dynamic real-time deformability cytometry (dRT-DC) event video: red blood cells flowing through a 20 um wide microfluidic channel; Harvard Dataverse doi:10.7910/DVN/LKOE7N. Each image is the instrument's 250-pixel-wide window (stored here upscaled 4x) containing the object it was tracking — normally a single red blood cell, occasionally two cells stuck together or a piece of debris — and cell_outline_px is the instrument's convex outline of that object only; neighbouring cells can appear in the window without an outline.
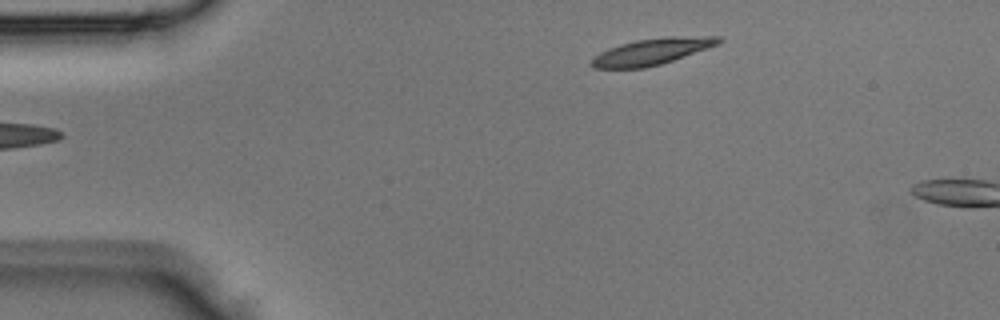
{"species": "Egyptian fruit bat (a non-hibernating species)", "species_latin": "Rousettus aegyptiacus", "temperature_condition": "room temperature", "stored_images_in_passage": 3, "camera_frame_rate_fps": 3000, "um_per_image_px": 0.085, "animal": {"sex": "male"}, "frame": {"image": 1, "passage_image": 3, "time_ms": 0.667, "image_size_px": [1000, 320], "cell_outline_px": [[724, 40], [720, 44], [660, 64], [644, 68], [592, 68], [592, 60], [600, 52], [608, 48], [620, 44], [636, 40], [664, 36], [720, 36]], "centroid_in_image_um": [55.46, 4.36], "position_along_channel_um": 29.5, "area_um2": 19.48}}